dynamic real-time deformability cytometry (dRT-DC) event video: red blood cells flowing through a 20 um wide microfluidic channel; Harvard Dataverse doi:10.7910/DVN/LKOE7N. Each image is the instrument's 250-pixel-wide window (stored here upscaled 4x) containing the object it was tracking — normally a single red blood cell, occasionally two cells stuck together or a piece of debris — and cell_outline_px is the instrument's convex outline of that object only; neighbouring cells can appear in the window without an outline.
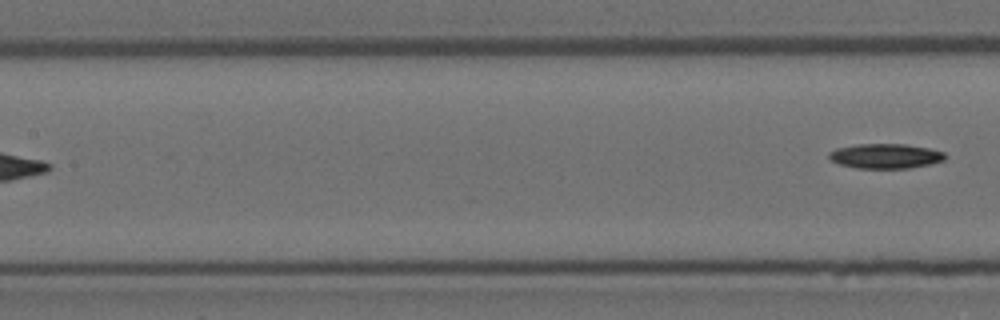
{"species": "Egyptian fruit bat (a non-hibernating species)", "species_latin": "Rousettus aegyptiacus", "temperature_condition": "room temperature", "stored_images_in_passage": 7, "segment_of_instrument_passage": [2, 2], "camera_frame_rate_fps": 3000, "um_per_image_px": 0.085, "animal": {"sex": "female"}, "frame": {"image": 1, "passage_image": 7, "time_ms": 2.0, "image_size_px": [1000, 320], "cell_outline_px": [[948, 156], [944, 160], [928, 164], [908, 168], [856, 168], [840, 164], [828, 160], [828, 152], [836, 148], [856, 144], [904, 144], [928, 148], [944, 152]], "centroid_in_image_um": [75.22, 13.26], "position_along_channel_um": 132.2, "area_um2": 16.82}}